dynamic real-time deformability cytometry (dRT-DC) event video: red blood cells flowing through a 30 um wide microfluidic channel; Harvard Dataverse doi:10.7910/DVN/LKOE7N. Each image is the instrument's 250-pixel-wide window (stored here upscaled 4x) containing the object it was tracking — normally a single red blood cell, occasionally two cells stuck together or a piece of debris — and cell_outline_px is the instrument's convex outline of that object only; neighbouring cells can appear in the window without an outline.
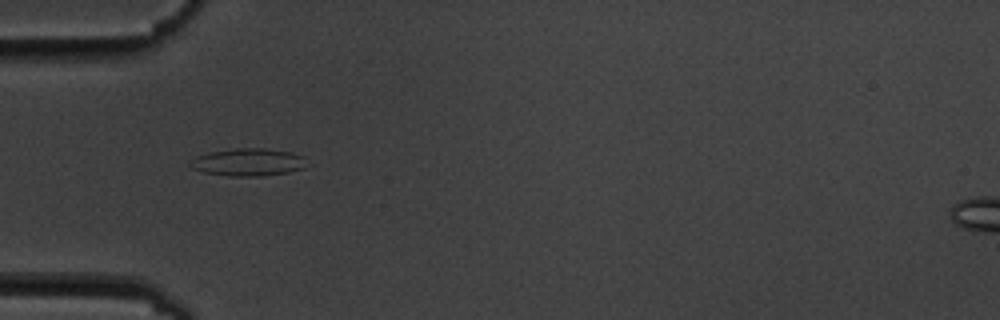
{"species": "common noctule bat (a hibernating species)", "species_latin": "Nyctalus noctula", "temperature_condition": "cold", "stored_images_in_passage": 6, "camera_frame_rate_fps": 3000, "um_per_image_px": 0.085, "animal": {"sex": "male", "body_mass_g": 19.5, "forearm_length_mm": 54.6}, "frame": {"image": 1, "passage_image": 5, "time_ms": 5.667, "image_size_px": [1000, 320], "cell_outline_px": [[304, 168], [288, 172], [260, 176], [228, 176], [204, 172], [192, 168], [188, 164], [188, 160], [196, 156], [212, 152], [236, 148], [264, 148], [292, 152], [304, 156]], "centroid_in_image_um": [21.06, 13.78], "position_along_channel_um": 63.9, "area_um2": 18.67}}